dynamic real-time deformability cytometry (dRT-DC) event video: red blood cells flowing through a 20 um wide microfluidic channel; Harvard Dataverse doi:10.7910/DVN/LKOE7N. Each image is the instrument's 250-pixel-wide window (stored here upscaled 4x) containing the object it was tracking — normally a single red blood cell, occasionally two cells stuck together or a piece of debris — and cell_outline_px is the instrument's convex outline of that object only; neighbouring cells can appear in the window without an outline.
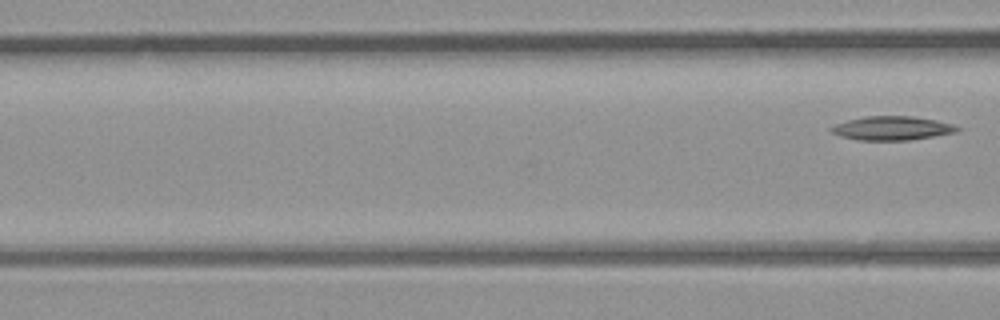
{"species": "common noctule bat (a hibernating species)", "species_latin": "Nyctalus noctula", "temperature_condition": "room temperature", "stored_images_in_passage": 5, "segment_of_instrument_passage": [2, 2], "camera_frame_rate_fps": 3000, "um_per_image_px": 0.085, "animal": {"sex": "male", "body_mass_g": 23.1, "forearm_length_mm": 52.7}, "frame": {"image": 1, "passage_image": 5, "time_ms": 5.333, "image_size_px": [1000, 320], "cell_outline_px": [[960, 128], [956, 132], [908, 140], [860, 140], [840, 136], [832, 132], [828, 128], [836, 124], [848, 120], [868, 116], [912, 116], [936, 120], [952, 124]], "centroid_in_image_um": [75.8, 10.89], "position_along_channel_um": 90.8, "area_um2": 17.28}}